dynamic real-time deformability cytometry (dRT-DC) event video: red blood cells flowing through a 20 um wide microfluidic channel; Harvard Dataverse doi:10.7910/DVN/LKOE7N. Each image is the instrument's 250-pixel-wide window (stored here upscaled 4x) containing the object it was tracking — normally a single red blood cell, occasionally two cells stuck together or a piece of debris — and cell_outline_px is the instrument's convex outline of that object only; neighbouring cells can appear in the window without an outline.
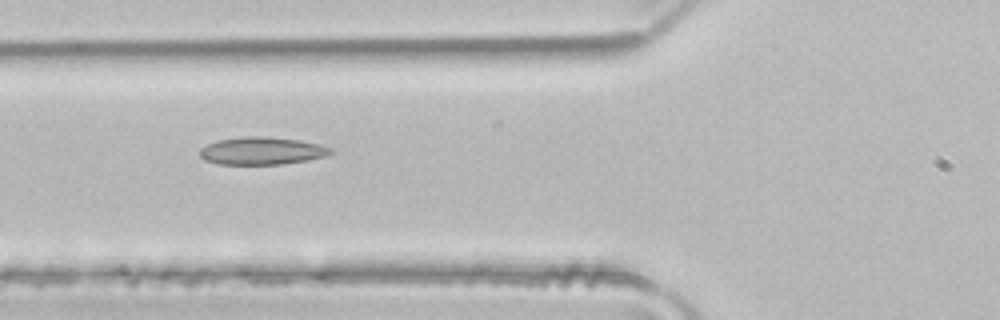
{"species": "common noctule bat (a hibernating species)", "species_latin": "Nyctalus noctula", "temperature_condition": "room temperature", "stored_images_in_passage": 4, "camera_frame_rate_fps": 3000, "um_per_image_px": 0.085, "animal": {"sex": "male", "body_mass_g": 21.5, "forearm_length_mm": 52.0}, "frame": {"image": 1, "passage_image": 2, "time_ms": 0.333, "image_size_px": [1000, 320], "cell_outline_px": [[332, 152], [324, 156], [308, 160], [280, 164], [220, 164], [204, 160], [200, 156], [200, 148], [216, 140], [244, 136], [260, 136], [300, 140], [320, 144], [332, 148]], "centroid_in_image_um": [22.24, 12.81], "position_along_channel_um": 103.6, "area_um2": 20.98}}
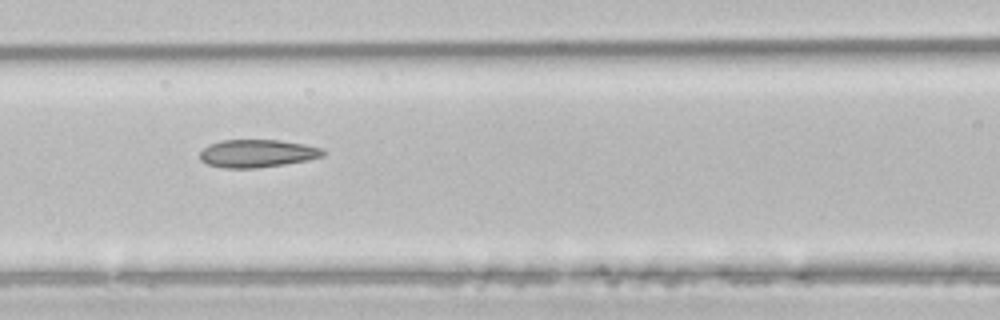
{"frame": {"image": 2, "passage_image": 3, "time_ms": 0.667, "image_size_px": [1000, 320], "cell_outline_px": [[328, 152], [324, 156], [308, 160], [284, 164], [256, 168], [224, 168], [208, 164], [200, 160], [200, 152], [208, 144], [220, 140], [280, 140], [304, 144], [324, 148]], "centroid_in_image_um": [21.9, 13.03], "position_along_channel_um": 144.7, "area_um2": 20.17}}
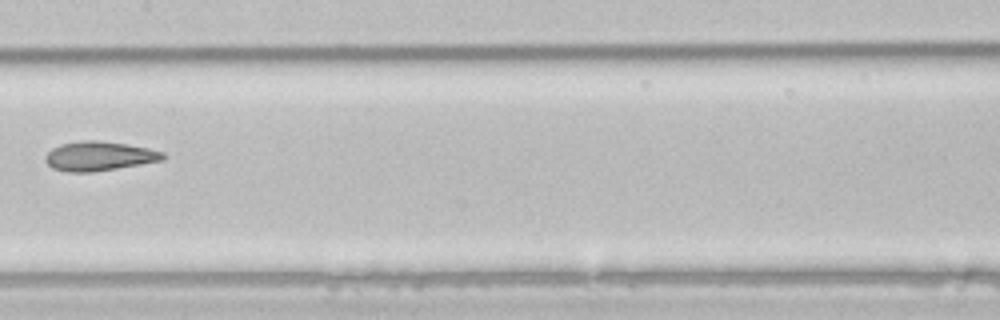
{"frame": {"image": 3, "passage_image": 4, "time_ms": 1.0, "image_size_px": [1000, 320], "cell_outline_px": [[168, 156], [164, 160], [92, 172], [68, 172], [52, 168], [44, 160], [44, 156], [52, 148], [60, 144], [84, 140], [96, 140], [124, 144], [148, 148], [164, 152]], "centroid_in_image_um": [8.42, 13.27], "position_along_channel_um": 199.0, "area_um2": 20.06}}